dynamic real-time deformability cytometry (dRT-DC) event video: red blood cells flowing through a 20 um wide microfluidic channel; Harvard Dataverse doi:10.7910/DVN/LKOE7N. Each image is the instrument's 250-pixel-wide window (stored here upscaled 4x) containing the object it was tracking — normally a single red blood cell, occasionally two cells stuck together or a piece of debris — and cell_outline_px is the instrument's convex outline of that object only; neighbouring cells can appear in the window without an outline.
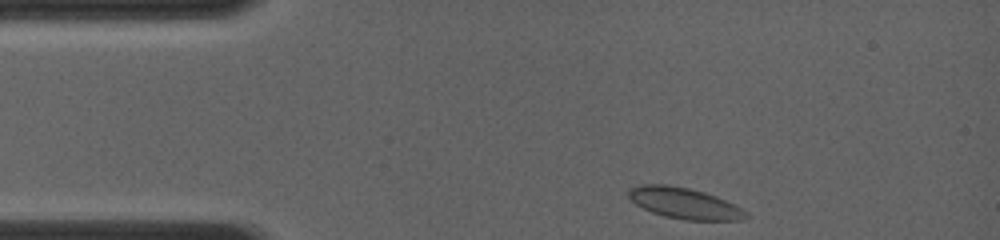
{"species": "common noctule bat (a hibernating species)", "species_latin": "Nyctalus noctula", "temperature_condition": "room temperature", "stored_images_in_passage": 27, "camera_frame_rate_fps": 4000, "um_per_image_px": 0.085, "animal": {"sex": "female", "body_mass_g": 19.0, "forearm_length_mm": 56.7}, "frame": {"image": 1, "passage_image": 1, "time_ms": 0.0, "image_size_px": [1000, 240], "cell_outline_px": [[748, 216], [740, 220], [684, 220], [664, 216], [652, 212], [636, 204], [628, 196], [628, 188], [640, 184], [668, 184], [688, 188], [704, 192], [716, 196], [740, 208]], "centroid_in_image_um": [58.11, 17.26], "position_along_channel_um": 26.9, "area_um2": 20.98}}
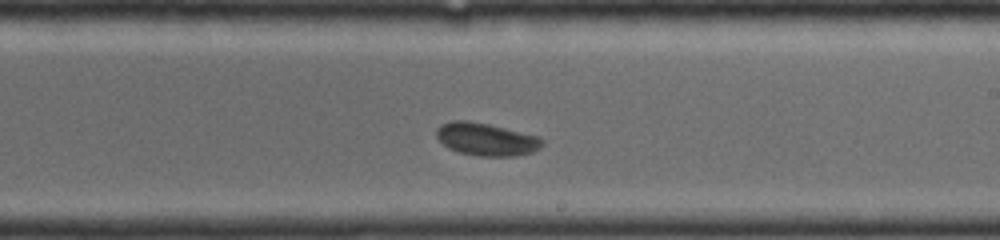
{"frame": {"image": 2, "passage_image": 16, "time_ms": 6.25, "image_size_px": [1000, 240], "cell_outline_px": [[544, 144], [540, 148], [532, 152], [516, 156], [476, 156], [460, 152], [448, 148], [436, 136], [436, 128], [440, 124], [452, 120], [464, 120], [488, 124], [540, 136], [544, 140]], "centroid_in_image_um": [41.35, 11.84], "position_along_channel_um": 247.7, "area_um2": 20.29}}
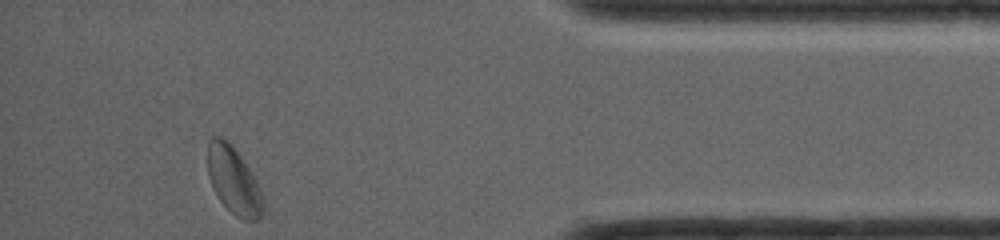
{"frame": {"image": 3, "passage_image": 27, "time_ms": 10.75, "image_size_px": [1000, 240], "cell_outline_px": [[264, 212], [256, 220], [244, 220], [236, 216], [220, 200], [208, 176], [208, 140], [212, 136], [220, 136], [228, 140], [232, 144], [256, 180], [260, 188], [264, 204]], "centroid_in_image_um": [19.86, 15.32], "position_along_channel_um": 415.3, "area_um2": 21.5}}